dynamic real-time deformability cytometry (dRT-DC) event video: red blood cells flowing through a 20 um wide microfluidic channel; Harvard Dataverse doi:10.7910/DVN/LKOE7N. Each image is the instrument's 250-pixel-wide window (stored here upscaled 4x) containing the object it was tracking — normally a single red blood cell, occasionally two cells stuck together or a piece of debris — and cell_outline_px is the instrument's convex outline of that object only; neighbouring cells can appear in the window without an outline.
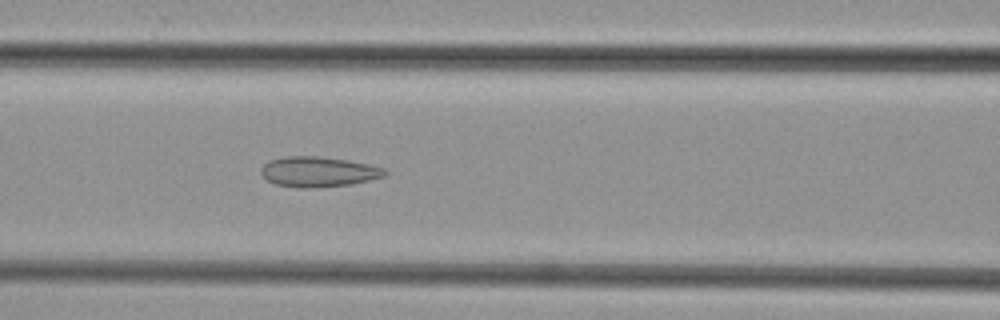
{"species": "common noctule bat (a hibernating species)", "species_latin": "Nyctalus noctula", "temperature_condition": "cold", "stored_images_in_passage": 47, "camera_frame_rate_fps": 3000, "um_per_image_px": 0.085, "animal": {"sex": "female", "body_mass_g": 29.2, "forearm_length_mm": 56.3}, "frame": {"image": 1, "passage_image": 20, "time_ms": 6.333, "image_size_px": [1000, 320], "cell_outline_px": [[388, 172], [384, 176], [352, 184], [316, 188], [300, 188], [276, 184], [268, 180], [260, 172], [260, 168], [264, 164], [272, 160], [288, 156], [320, 156], [348, 160], [368, 164], [384, 168]], "centroid_in_image_um": [27.07, 14.6], "position_along_channel_um": 139.5, "area_um2": 21.73}}
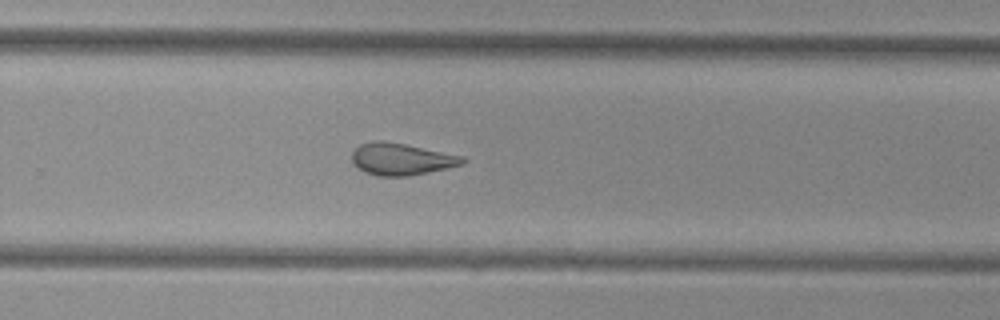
{"frame": {"image": 2, "passage_image": 31, "time_ms": 10.0, "image_size_px": [1000, 320], "cell_outline_px": [[468, 160], [464, 164], [448, 168], [408, 176], [376, 176], [364, 172], [352, 160], [352, 152], [360, 144], [372, 140], [380, 140], [404, 144], [464, 156]], "centroid_in_image_um": [34.14, 13.52], "position_along_channel_um": 295.7, "area_um2": 20.58}}
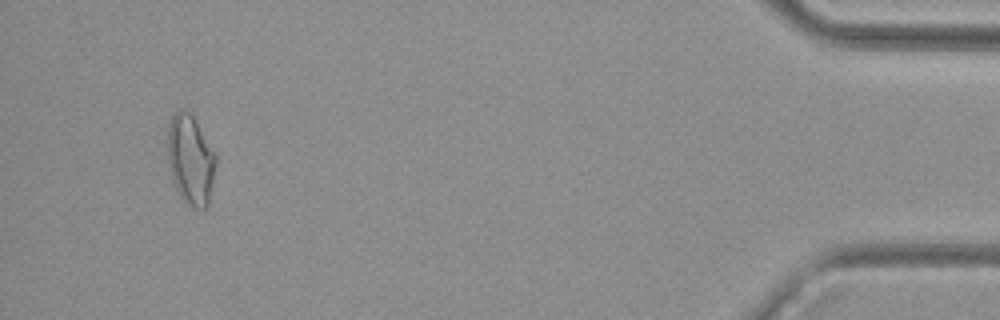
{"frame": {"image": 3, "passage_image": 45, "time_ms": 14.667, "image_size_px": [1000, 320], "cell_outline_px": [[216, 164], [208, 204], [204, 208], [192, 208], [184, 204], [172, 180], [168, 164], [168, 124], [172, 116], [176, 112], [188, 112], [192, 116], [216, 156]], "centroid_in_image_um": [16.17, 13.65], "position_along_channel_um": 419.0, "area_um2": 24.8}}